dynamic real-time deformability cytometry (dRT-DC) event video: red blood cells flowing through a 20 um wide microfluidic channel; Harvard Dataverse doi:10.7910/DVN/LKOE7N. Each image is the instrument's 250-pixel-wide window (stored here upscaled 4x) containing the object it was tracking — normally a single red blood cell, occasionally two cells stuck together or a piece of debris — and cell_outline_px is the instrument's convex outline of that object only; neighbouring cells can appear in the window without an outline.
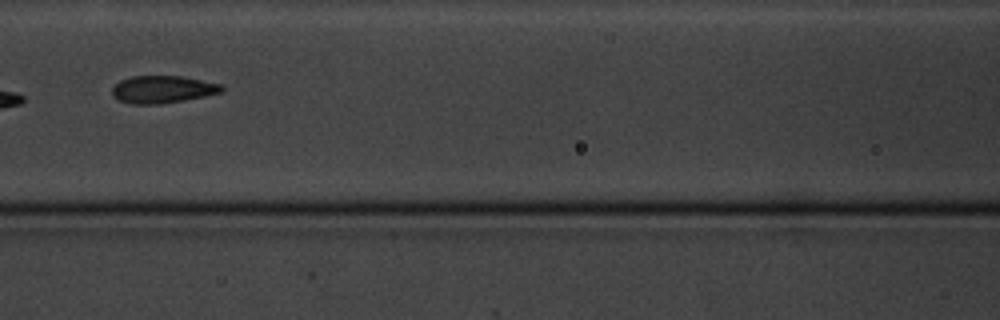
{"species": "common noctule bat (a hibernating species)", "species_latin": "Nyctalus noctula", "temperature_condition": "cold", "stored_images_in_passage": 17, "camera_frame_rate_fps": 3000, "um_per_image_px": 0.085, "animal": {"sex": "male", "body_mass_g": 20.1, "forearm_length_mm": 53.5}, "frame": {"image": 1, "passage_image": 8, "time_ms": 8.333, "image_size_px": [1000, 320], "cell_outline_px": [[224, 92], [184, 100], [160, 104], [132, 104], [116, 100], [112, 96], [112, 88], [120, 80], [132, 76], [180, 76], [224, 84]], "centroid_in_image_um": [13.83, 7.6], "position_along_channel_um": 152.8, "area_um2": 17.69}}
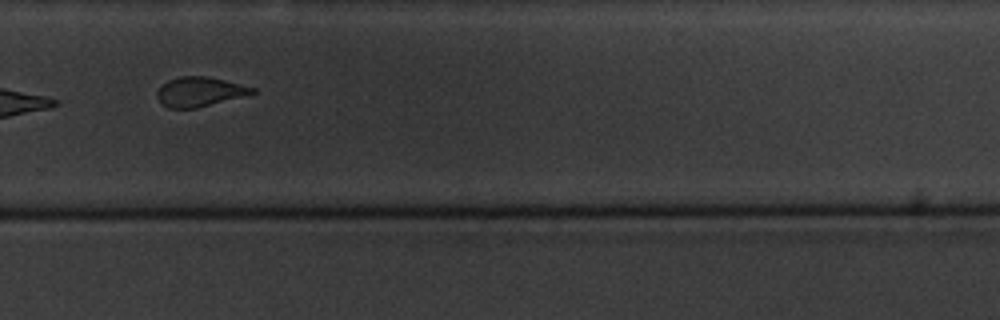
{"frame": {"image": 2, "passage_image": 12, "time_ms": 13.0, "image_size_px": [1000, 320], "cell_outline_px": [[256, 92], [196, 108], [168, 108], [156, 96], [156, 92], [160, 84], [168, 80], [180, 76], [208, 76], [256, 88]], "centroid_in_image_um": [16.91, 7.78], "position_along_channel_um": 312.9, "area_um2": 16.18}}
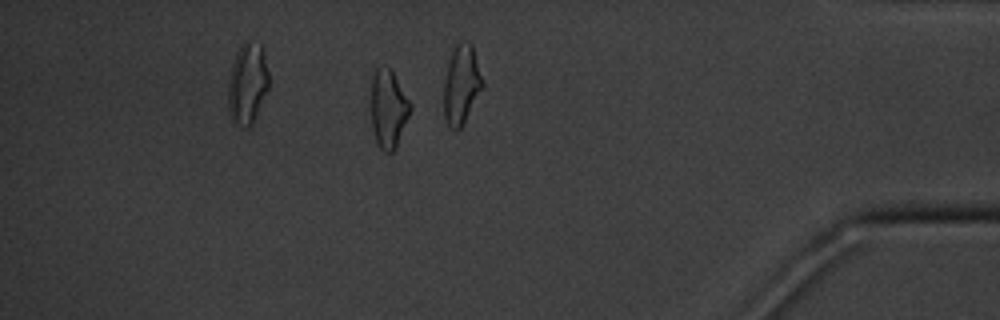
{"frame": {"image": 3, "passage_image": 15, "time_ms": 16.333, "image_size_px": [1000, 320], "cell_outline_px": [[412, 108], [396, 148], [392, 152], [384, 152], [376, 144], [372, 128], [372, 76], [376, 68], [392, 68], [412, 104]], "centroid_in_image_um": [33.03, 9.26], "position_along_channel_um": 402.2, "area_um2": 18.03}, "authors_computed_cell_mechanics": {"area_um2": 17.8024, "velocity_mm_per_s": 3.4254, "shape_relaxation_time_tau1_ms": null, "shape_relaxation_time_tau2_ms": 5.214, "deformation_change_tau1": null, "deformation_change_tau2": 0.1166}}